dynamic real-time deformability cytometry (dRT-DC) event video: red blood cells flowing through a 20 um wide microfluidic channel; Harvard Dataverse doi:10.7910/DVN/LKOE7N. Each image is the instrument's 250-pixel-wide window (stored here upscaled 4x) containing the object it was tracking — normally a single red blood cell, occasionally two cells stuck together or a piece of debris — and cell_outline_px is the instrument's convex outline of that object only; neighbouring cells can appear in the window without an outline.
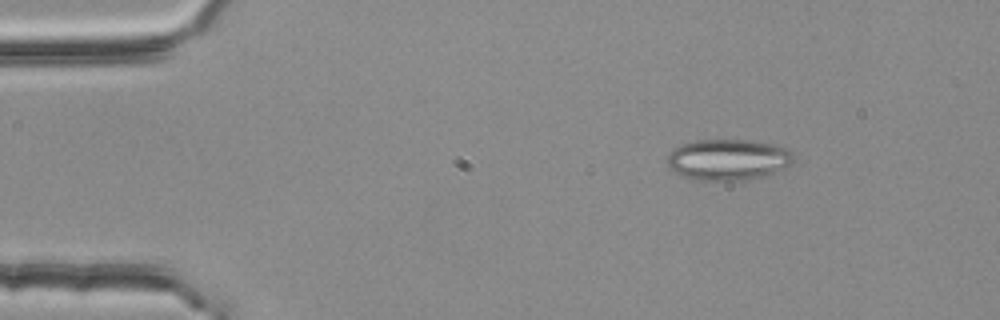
{"species": "common noctule bat (a hibernating species)", "species_latin": "Nyctalus noctula", "temperature_condition": "room temperature", "stored_images_in_passage": 4, "camera_frame_rate_fps": 3000, "um_per_image_px": 0.085, "animal": {"sex": "female", "body_mass_g": 25.1}, "frame": {"image": 1, "passage_image": 2, "time_ms": 0.333, "image_size_px": [1000, 320], "cell_outline_px": [[792, 160], [784, 168], [764, 176], [748, 180], [696, 180], [680, 176], [668, 168], [668, 152], [680, 144], [696, 140], [748, 140], [772, 144], [788, 148], [792, 152]], "centroid_in_image_um": [61.83, 13.57], "position_along_channel_um": 23.2, "area_um2": 30.35}}